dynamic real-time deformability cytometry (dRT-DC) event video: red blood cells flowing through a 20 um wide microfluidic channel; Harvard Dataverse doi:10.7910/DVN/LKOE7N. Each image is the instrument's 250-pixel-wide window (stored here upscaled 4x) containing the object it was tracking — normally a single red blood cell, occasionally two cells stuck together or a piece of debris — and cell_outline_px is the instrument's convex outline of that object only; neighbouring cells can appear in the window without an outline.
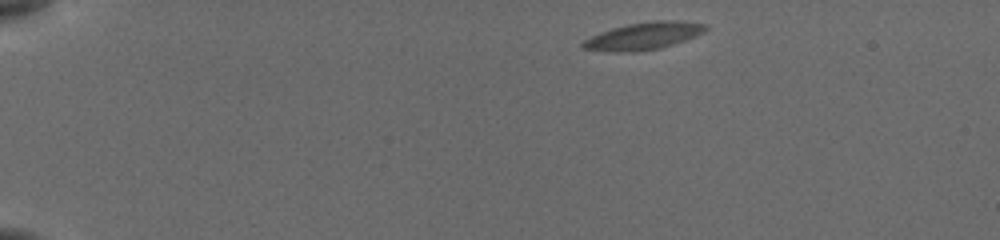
{"species": "common noctule bat (a hibernating species)", "species_latin": "Nyctalus noctula", "temperature_condition": "cold", "stored_images_in_passage": 49, "camera_frame_rate_fps": 3000, "um_per_image_px": 0.085, "animal": {"sex": "female", "body_mass_g": 19.5, "forearm_length_mm": 54.1}, "frame": {"image": 1, "passage_image": 1, "time_ms": 0.0, "image_size_px": [1000, 240], "cell_outline_px": [[708, 28], [684, 40], [660, 48], [620, 52], [612, 52], [584, 48], [580, 44], [584, 40], [600, 32], [612, 28], [628, 24], [656, 20], [680, 20], [708, 24]], "centroid_in_image_um": [54.69, 3.03], "position_along_channel_um": 30.3, "area_um2": 19.07}}
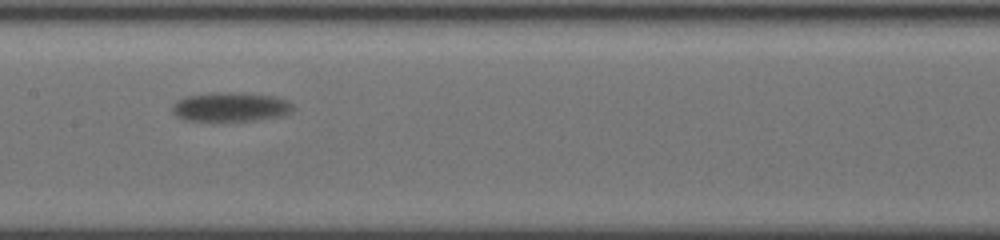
{"frame": {"image": 2, "passage_image": 22, "time_ms": 7.0, "image_size_px": [1000, 240], "cell_outline_px": [[296, 108], [292, 112], [280, 116], [224, 124], [212, 124], [184, 120], [176, 116], [172, 112], [172, 108], [180, 100], [188, 96], [212, 92], [240, 92], [276, 96], [288, 100]], "centroid_in_image_um": [19.61, 9.14], "position_along_channel_um": 187.8, "area_um2": 21.62}}
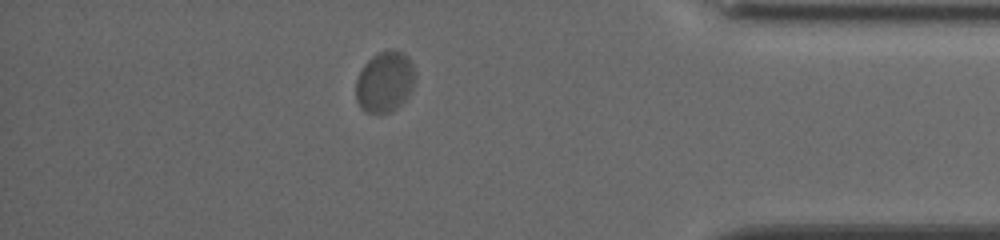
{"frame": {"image": 3, "passage_image": 42, "time_ms": 13.667, "image_size_px": [1000, 240], "cell_outline_px": [[416, 72], [412, 88], [408, 96], [396, 108], [388, 112], [364, 112], [360, 108], [356, 100], [356, 80], [364, 64], [372, 56], [388, 48], [396, 48], [404, 52], [408, 56]], "centroid_in_image_um": [32.71, 6.91], "position_along_channel_um": 402.5, "area_um2": 21.21}, "authors_computed_cell_mechanics": {"area_um2": 19.8832, "velocity_mm_per_s": 3.6063, "shape_relaxation_time_tau1_ms": 4.7483, "shape_relaxation_time_tau2_ms": null, "deformation_change_tau1": 0.1175, "deformation_change_tau2": null}}